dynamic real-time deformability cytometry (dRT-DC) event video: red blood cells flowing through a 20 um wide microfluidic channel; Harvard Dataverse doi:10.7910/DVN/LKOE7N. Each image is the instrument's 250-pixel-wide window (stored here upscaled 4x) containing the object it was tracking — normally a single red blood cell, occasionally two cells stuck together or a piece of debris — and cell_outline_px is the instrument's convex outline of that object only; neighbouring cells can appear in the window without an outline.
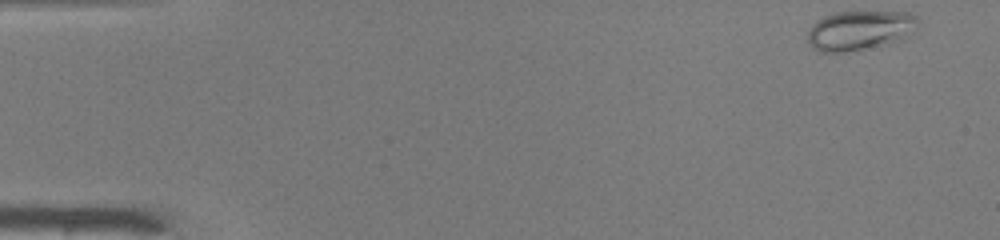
{"species": "common noctule bat (a hibernating species)", "species_latin": "Nyctalus noctula", "temperature_condition": "warm", "stored_images_in_passage": 47, "camera_frame_rate_fps": 3000, "um_per_image_px": 0.085, "animal": {"sex": "male", "body_mass_g": 19.0, "forearm_length_mm": 50.8}, "frame": {"image": 1, "passage_image": 1, "time_ms": 0.0, "image_size_px": [1000, 240], "cell_outline_px": [[920, 20], [916, 24], [900, 36], [860, 48], [844, 52], [820, 52], [812, 48], [808, 40], [808, 32], [812, 24], [816, 20], [824, 16], [836, 12], [908, 12], [916, 16]], "centroid_in_image_um": [72.9, 2.53], "position_along_channel_um": 12.1, "area_um2": 23.93}}
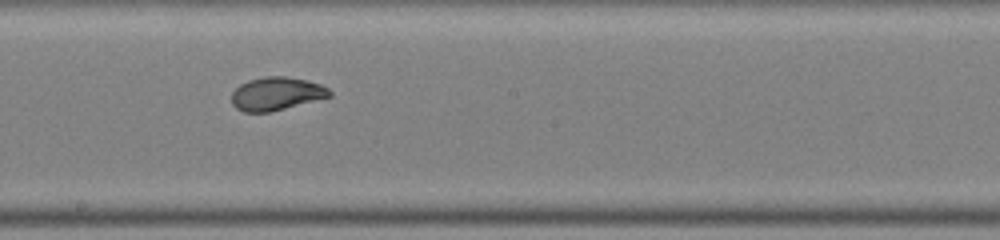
{"frame": {"image": 2, "passage_image": 26, "time_ms": 8.333, "image_size_px": [1000, 240], "cell_outline_px": [[332, 96], [268, 112], [244, 112], [236, 108], [232, 104], [232, 92], [240, 84], [248, 80], [264, 76], [288, 76], [308, 80], [320, 84], [328, 88], [332, 92]], "centroid_in_image_um": [23.49, 7.95], "position_along_channel_um": 224.7, "area_um2": 18.96}}
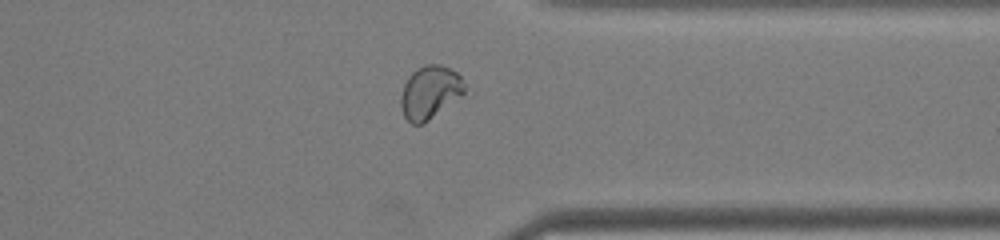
{"frame": {"image": 3, "passage_image": 37, "time_ms": 12.0, "image_size_px": [1000, 240], "cell_outline_px": [[464, 92], [460, 96], [424, 124], [412, 124], [404, 116], [400, 108], [400, 96], [404, 84], [408, 76], [412, 72], [424, 64], [440, 64], [456, 72], [460, 76], [464, 84]], "centroid_in_image_um": [36.5, 7.84], "position_along_channel_um": 374.9, "area_um2": 19.59}, "authors_computed_cell_mechanics": {"area_um2": 20.2878, "velocity_mm_per_s": 4.1425, "shape_relaxation_time_tau1_ms": 6.3401, "shape_relaxation_time_tau2_ms": 0.7607, "deformation_change_tau1": 0.206, "deformation_change_tau2": 0.0582}}